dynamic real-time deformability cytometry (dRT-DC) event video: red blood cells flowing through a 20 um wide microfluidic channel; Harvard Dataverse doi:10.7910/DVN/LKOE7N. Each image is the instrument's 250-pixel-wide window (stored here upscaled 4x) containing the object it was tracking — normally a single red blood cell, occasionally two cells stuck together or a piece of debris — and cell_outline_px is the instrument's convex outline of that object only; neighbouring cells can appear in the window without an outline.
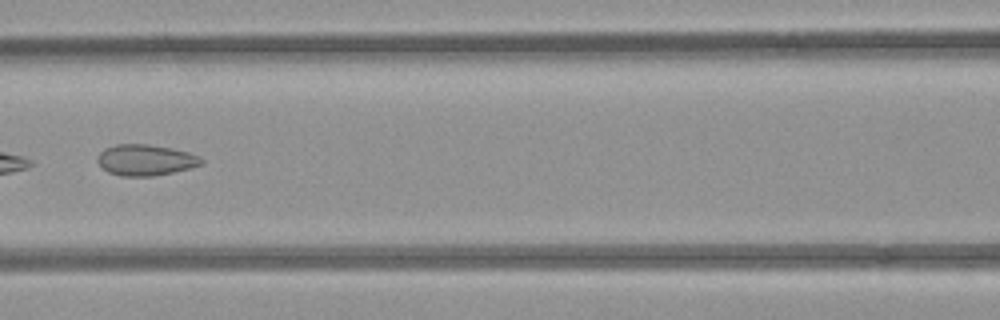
{"species": "common noctule bat (a hibernating species)", "species_latin": "Nyctalus noctula", "temperature_condition": "room temperature", "stored_images_in_passage": 7, "camera_frame_rate_fps": 3000, "um_per_image_px": 0.085, "animal": {"sex": "female", "body_mass_g": 21.9}, "frame": {"image": 1, "passage_image": 6, "time_ms": 6.0, "image_size_px": [1000, 320], "cell_outline_px": [[204, 160], [200, 164], [192, 168], [152, 176], [120, 176], [108, 172], [96, 160], [96, 156], [104, 148], [116, 144], [148, 144], [172, 148], [188, 152], [200, 156]], "centroid_in_image_um": [12.36, 13.59], "position_along_channel_um": 154.2, "area_um2": 18.84}}
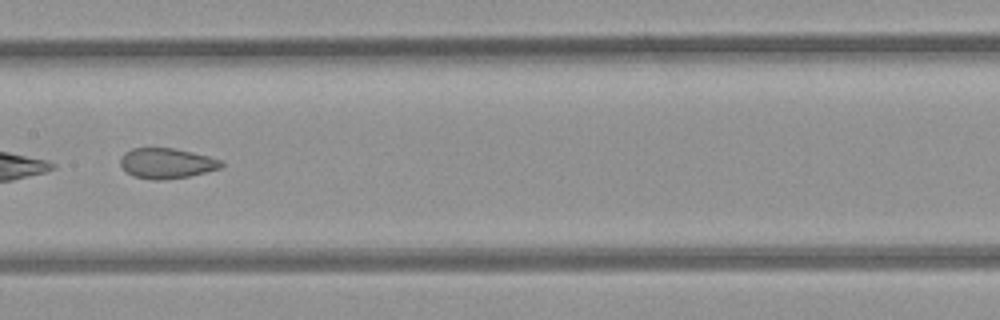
{"frame": {"image": 2, "passage_image": 7, "time_ms": 7.0, "image_size_px": [1000, 320], "cell_outline_px": [[224, 164], [220, 168], [188, 176], [160, 180], [156, 180], [132, 176], [120, 164], [120, 156], [124, 152], [132, 148], [172, 148], [192, 152], [208, 156], [220, 160]], "centroid_in_image_um": [14.13, 13.87], "position_along_channel_um": 193.3, "area_um2": 17.63}}